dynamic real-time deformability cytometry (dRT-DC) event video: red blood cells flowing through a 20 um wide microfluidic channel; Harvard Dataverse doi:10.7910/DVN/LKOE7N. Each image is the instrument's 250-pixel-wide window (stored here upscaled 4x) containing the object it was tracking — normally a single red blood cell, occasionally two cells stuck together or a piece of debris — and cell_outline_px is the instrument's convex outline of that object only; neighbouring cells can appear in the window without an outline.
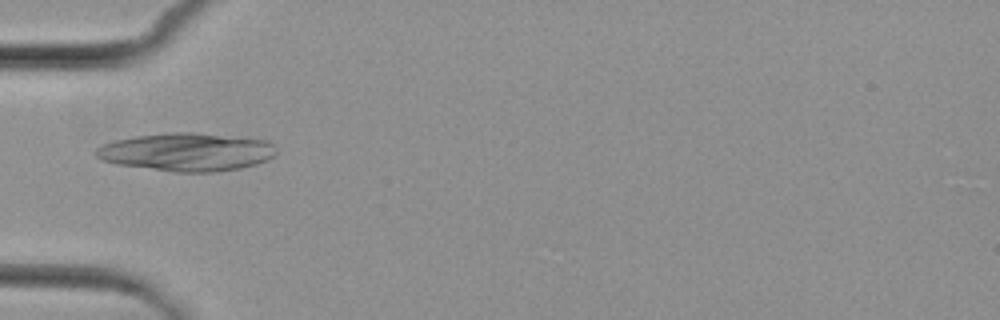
{"species": "common noctule bat (a hibernating species)", "species_latin": "Nyctalus noctula", "temperature_condition": "cold", "stored_images_in_passage": 1, "camera_frame_rate_fps": 3000, "um_per_image_px": 0.085, "animal": {"sex": "female", "body_mass_g": 29.2, "forearm_length_mm": 56.3}, "frame": {"image": 1, "passage_image": 1, "time_ms": 0.0, "image_size_px": [1000, 320], "cell_outline_px": [[276, 152], [268, 160], [256, 164], [240, 168], [216, 172], [176, 172], [116, 164], [100, 160], [92, 152], [96, 148], [104, 144], [116, 140], [136, 136], [168, 132], [192, 132], [268, 140], [276, 148]], "centroid_in_image_um": [15.85, 12.92], "position_along_channel_um": 69.1, "area_um2": 40.11}}